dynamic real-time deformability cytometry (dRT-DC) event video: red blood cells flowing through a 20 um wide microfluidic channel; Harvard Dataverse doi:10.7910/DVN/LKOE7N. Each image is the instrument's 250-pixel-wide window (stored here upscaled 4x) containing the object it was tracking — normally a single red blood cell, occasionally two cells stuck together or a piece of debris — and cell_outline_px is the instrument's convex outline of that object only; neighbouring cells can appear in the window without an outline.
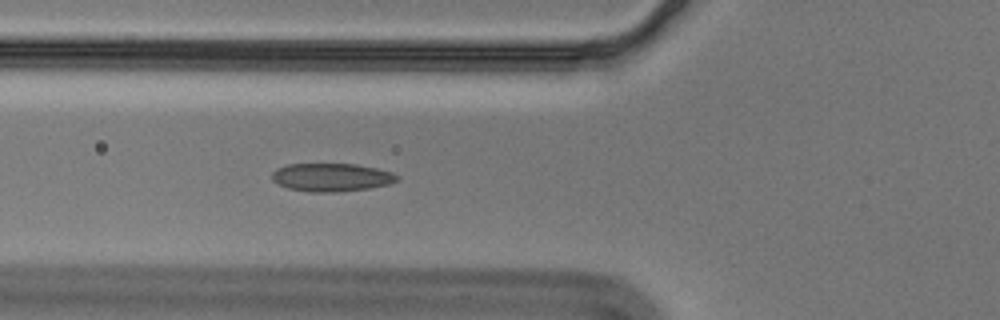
{"species": "Egyptian fruit bat (a non-hibernating species)", "species_latin": "Rousettus aegyptiacus", "temperature_condition": "cold", "stored_images_in_passage": 51, "camera_frame_rate_fps": 3000, "um_per_image_px": 0.085, "animal": {"sex": "male"}, "frame": {"image": 1, "passage_image": 20, "time_ms": 6.333, "image_size_px": [1000, 320], "cell_outline_px": [[400, 176], [396, 180], [388, 184], [372, 188], [336, 192], [308, 192], [288, 188], [272, 180], [272, 172], [276, 168], [288, 164], [356, 164], [376, 168], [392, 172]], "centroid_in_image_um": [28.17, 15.07], "position_along_channel_um": 97.6, "area_um2": 20.58}}
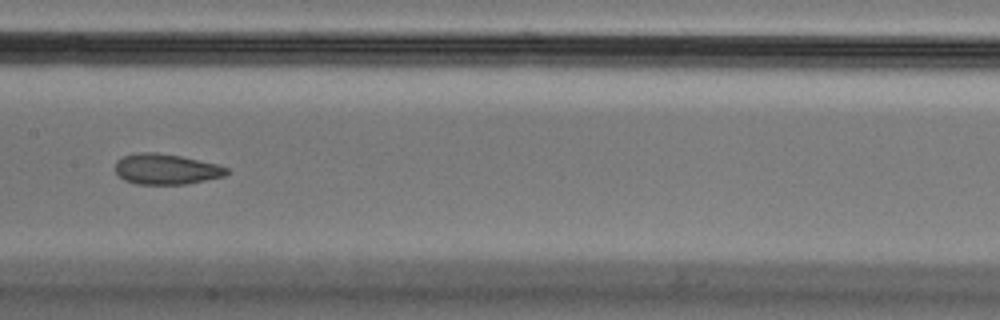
{"frame": {"image": 2, "passage_image": 28, "time_ms": 9.0, "image_size_px": [1000, 320], "cell_outline_px": [[228, 172], [224, 176], [188, 184], [136, 184], [124, 180], [116, 172], [116, 160], [124, 156], [136, 152], [156, 152], [180, 156], [216, 164], [228, 168]], "centroid_in_image_um": [14.1, 14.38], "position_along_channel_um": 193.3, "area_um2": 19.77}}
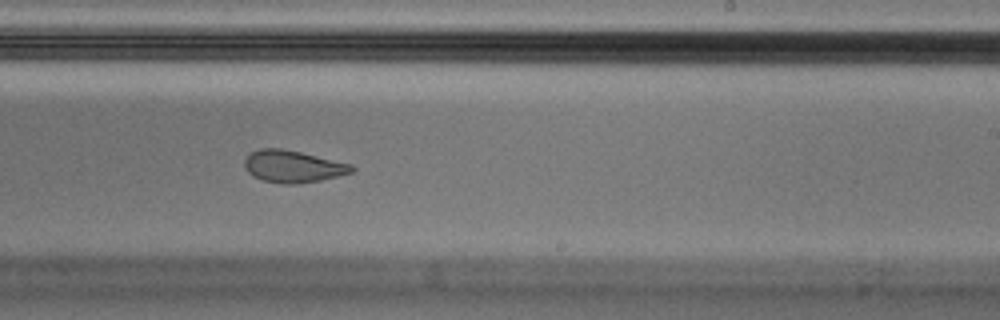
{"frame": {"image": 3, "passage_image": 34, "time_ms": 11.0, "image_size_px": [1000, 320], "cell_outline_px": [[356, 168], [352, 172], [320, 180], [296, 184], [280, 184], [264, 180], [252, 176], [244, 168], [244, 160], [252, 152], [260, 148], [280, 148], [300, 152], [352, 164]], "centroid_in_image_um": [24.88, 14.15], "position_along_channel_um": 264.1, "area_um2": 19.94}, "authors_computed_cell_mechanics": {"area_um2": 20.4612, "velocity_mm_per_s": 3.5572, "shape_relaxation_time_tau1_ms": null, "shape_relaxation_time_tau2_ms": 1.8323, "deformation_change_tau1": null, "deformation_change_tau2": 0.0643}}